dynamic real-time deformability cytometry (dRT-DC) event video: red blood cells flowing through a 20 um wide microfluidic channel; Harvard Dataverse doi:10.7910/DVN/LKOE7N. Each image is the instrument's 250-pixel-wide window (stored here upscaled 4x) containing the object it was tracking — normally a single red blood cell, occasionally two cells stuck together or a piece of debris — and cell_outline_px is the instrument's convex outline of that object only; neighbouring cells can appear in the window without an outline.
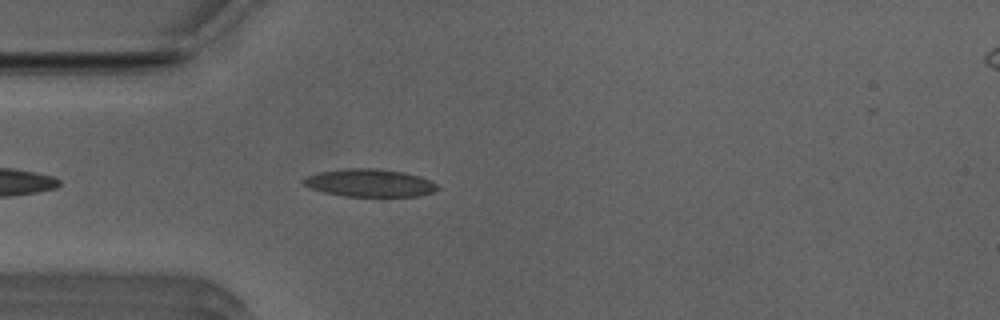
{"species": "Egyptian fruit bat (a non-hibernating species)", "species_latin": "Rousettus aegyptiacus", "temperature_condition": "room temperature", "stored_images_in_passage": 26, "camera_frame_rate_fps": 3000, "um_per_image_px": 0.085, "animal": {"sex": "male"}, "frame": {"image": 1, "passage_image": 4, "time_ms": 1.0, "image_size_px": [1000, 320], "cell_outline_px": [[440, 188], [432, 192], [420, 196], [344, 196], [324, 192], [300, 184], [300, 180], [304, 176], [320, 172], [344, 168], [380, 168], [404, 172], [420, 176], [436, 184]], "centroid_in_image_um": [31.38, 15.54], "position_along_channel_um": 53.6, "area_um2": 21.85}}
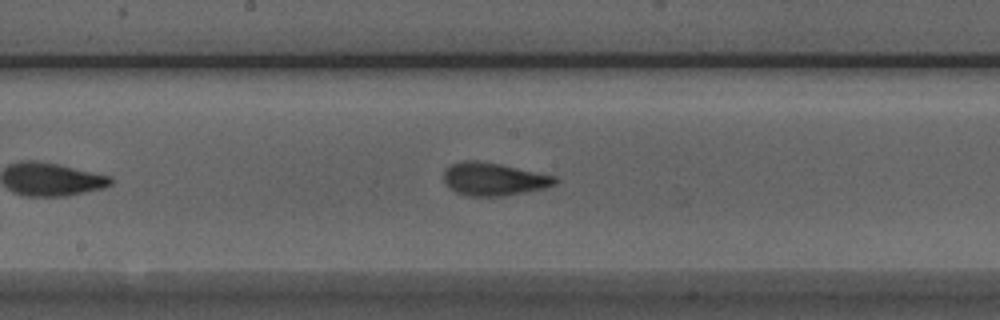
{"frame": {"image": 2, "passage_image": 16, "time_ms": 5.0, "image_size_px": [1000, 320], "cell_outline_px": [[560, 180], [556, 184], [544, 188], [504, 196], [468, 196], [456, 192], [448, 188], [444, 184], [444, 172], [452, 164], [464, 160], [476, 160], [500, 164], [556, 176]], "centroid_in_image_um": [41.97, 15.23], "position_along_channel_um": 206.2, "area_um2": 21.39}}
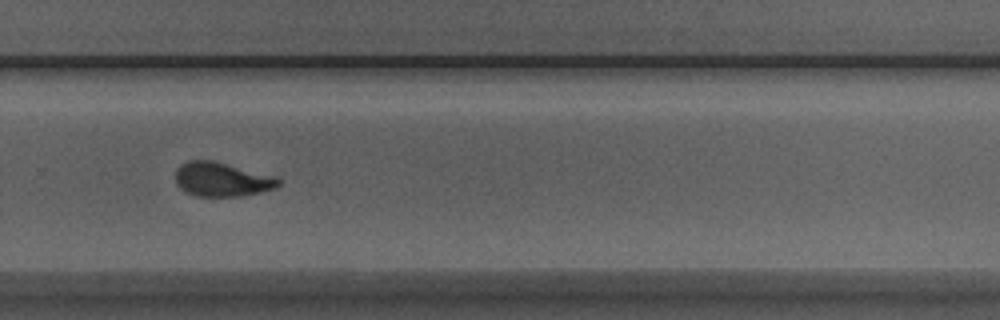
{"frame": {"image": 3, "passage_image": 24, "time_ms": 7.667, "image_size_px": [1000, 320], "cell_outline_px": [[284, 180], [276, 188], [244, 196], [196, 196], [180, 188], [176, 184], [176, 168], [180, 164], [188, 160], [212, 160], [276, 176]], "centroid_in_image_um": [18.89, 15.24], "position_along_channel_um": 310.9, "area_um2": 20.69}}